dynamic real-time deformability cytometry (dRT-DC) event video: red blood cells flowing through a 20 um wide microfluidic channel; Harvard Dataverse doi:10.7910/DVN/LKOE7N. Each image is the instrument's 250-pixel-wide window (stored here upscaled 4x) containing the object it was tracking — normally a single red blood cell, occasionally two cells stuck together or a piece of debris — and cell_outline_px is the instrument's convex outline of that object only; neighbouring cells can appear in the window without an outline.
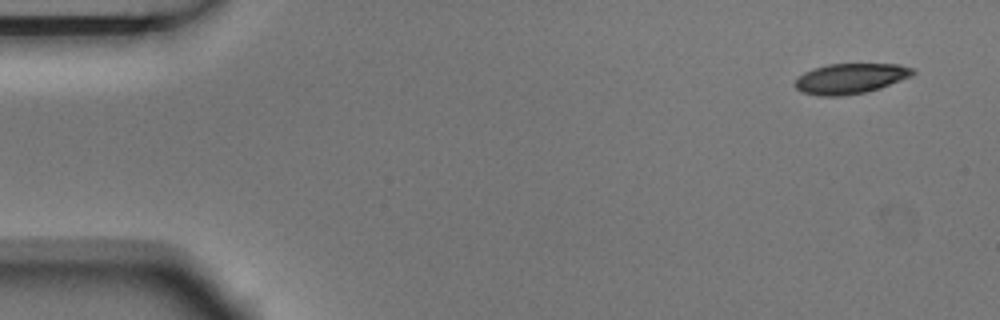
{"species": "Egyptian fruit bat (a non-hibernating species)", "species_latin": "Rousettus aegyptiacus", "temperature_condition": "room temperature", "stored_images_in_passage": 5, "camera_frame_rate_fps": 3000, "um_per_image_px": 0.085, "animal": {"sex": "male"}, "frame": {"image": 1, "passage_image": 1, "time_ms": 0.0, "image_size_px": [1000, 320], "cell_outline_px": [[916, 72], [912, 76], [880, 88], [864, 92], [840, 96], [820, 96], [800, 92], [796, 88], [796, 80], [804, 72], [812, 68], [828, 64], [900, 64], [916, 68]], "centroid_in_image_um": [72.32, 6.66], "position_along_channel_um": 12.7, "area_um2": 20.87}}
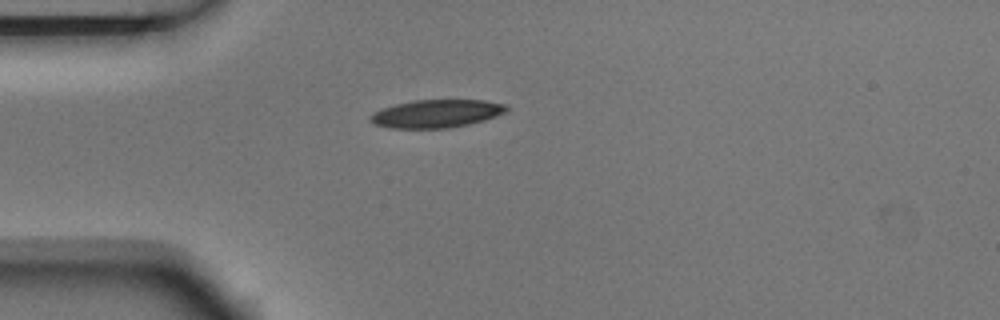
{"frame": {"image": 2, "passage_image": 4, "time_ms": 1.0, "image_size_px": [1000, 320], "cell_outline_px": [[508, 112], [484, 120], [468, 124], [448, 128], [392, 128], [376, 124], [368, 120], [368, 116], [372, 112], [380, 108], [412, 100], [484, 100], [508, 104]], "centroid_in_image_um": [37.1, 9.65], "position_along_channel_um": 47.9, "area_um2": 22.43}}